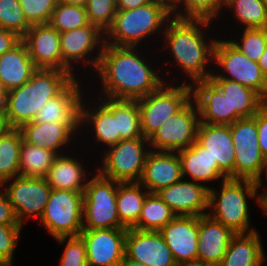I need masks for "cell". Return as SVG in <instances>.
<instances>
[{"label":"cell","instance_id":"cell-48","mask_svg":"<svg viewBox=\"0 0 267 266\" xmlns=\"http://www.w3.org/2000/svg\"><path fill=\"white\" fill-rule=\"evenodd\" d=\"M22 41L17 33L0 28V56L5 52L12 50Z\"/></svg>","mask_w":267,"mask_h":266},{"label":"cell","instance_id":"cell-21","mask_svg":"<svg viewBox=\"0 0 267 266\" xmlns=\"http://www.w3.org/2000/svg\"><path fill=\"white\" fill-rule=\"evenodd\" d=\"M191 86L192 98L198 107L200 122L231 125L242 118L237 112H230L227 97L210 80H199Z\"/></svg>","mask_w":267,"mask_h":266},{"label":"cell","instance_id":"cell-9","mask_svg":"<svg viewBox=\"0 0 267 266\" xmlns=\"http://www.w3.org/2000/svg\"><path fill=\"white\" fill-rule=\"evenodd\" d=\"M39 223L54 238L79 236L83 230V193L51 189Z\"/></svg>","mask_w":267,"mask_h":266},{"label":"cell","instance_id":"cell-26","mask_svg":"<svg viewBox=\"0 0 267 266\" xmlns=\"http://www.w3.org/2000/svg\"><path fill=\"white\" fill-rule=\"evenodd\" d=\"M182 165L183 178L190 177L192 181L206 183L223 180L229 177L219 168L218 162L197 141L188 148L177 151ZM187 175V176H186Z\"/></svg>","mask_w":267,"mask_h":266},{"label":"cell","instance_id":"cell-18","mask_svg":"<svg viewBox=\"0 0 267 266\" xmlns=\"http://www.w3.org/2000/svg\"><path fill=\"white\" fill-rule=\"evenodd\" d=\"M160 232L178 266L197 265L199 217L175 216Z\"/></svg>","mask_w":267,"mask_h":266},{"label":"cell","instance_id":"cell-5","mask_svg":"<svg viewBox=\"0 0 267 266\" xmlns=\"http://www.w3.org/2000/svg\"><path fill=\"white\" fill-rule=\"evenodd\" d=\"M171 17V10L158 1L132 10H117L112 26L105 33V44L136 47L145 37L163 29Z\"/></svg>","mask_w":267,"mask_h":266},{"label":"cell","instance_id":"cell-22","mask_svg":"<svg viewBox=\"0 0 267 266\" xmlns=\"http://www.w3.org/2000/svg\"><path fill=\"white\" fill-rule=\"evenodd\" d=\"M181 179L182 165L177 152L150 149L139 181L149 193H157Z\"/></svg>","mask_w":267,"mask_h":266},{"label":"cell","instance_id":"cell-40","mask_svg":"<svg viewBox=\"0 0 267 266\" xmlns=\"http://www.w3.org/2000/svg\"><path fill=\"white\" fill-rule=\"evenodd\" d=\"M240 42L230 40L243 55L258 62L267 45V28H244Z\"/></svg>","mask_w":267,"mask_h":266},{"label":"cell","instance_id":"cell-10","mask_svg":"<svg viewBox=\"0 0 267 266\" xmlns=\"http://www.w3.org/2000/svg\"><path fill=\"white\" fill-rule=\"evenodd\" d=\"M147 138L121 140L104 151L102 167L97 170L102 176L118 182H139L150 148Z\"/></svg>","mask_w":267,"mask_h":266},{"label":"cell","instance_id":"cell-52","mask_svg":"<svg viewBox=\"0 0 267 266\" xmlns=\"http://www.w3.org/2000/svg\"><path fill=\"white\" fill-rule=\"evenodd\" d=\"M259 207L267 215V192L259 193Z\"/></svg>","mask_w":267,"mask_h":266},{"label":"cell","instance_id":"cell-27","mask_svg":"<svg viewBox=\"0 0 267 266\" xmlns=\"http://www.w3.org/2000/svg\"><path fill=\"white\" fill-rule=\"evenodd\" d=\"M19 129L26 143L48 149L57 155L64 154L61 152L65 145H68V142L72 141V137L74 138L76 134L67 124L57 123H35L32 121Z\"/></svg>","mask_w":267,"mask_h":266},{"label":"cell","instance_id":"cell-8","mask_svg":"<svg viewBox=\"0 0 267 266\" xmlns=\"http://www.w3.org/2000/svg\"><path fill=\"white\" fill-rule=\"evenodd\" d=\"M230 127L235 147L234 179L256 181L260 189L266 159L259 147L256 114L238 119Z\"/></svg>","mask_w":267,"mask_h":266},{"label":"cell","instance_id":"cell-19","mask_svg":"<svg viewBox=\"0 0 267 266\" xmlns=\"http://www.w3.org/2000/svg\"><path fill=\"white\" fill-rule=\"evenodd\" d=\"M125 255L145 266H178L160 231L128 228Z\"/></svg>","mask_w":267,"mask_h":266},{"label":"cell","instance_id":"cell-1","mask_svg":"<svg viewBox=\"0 0 267 266\" xmlns=\"http://www.w3.org/2000/svg\"><path fill=\"white\" fill-rule=\"evenodd\" d=\"M131 46L105 44L95 72L100 75L101 95L117 100H138L165 82Z\"/></svg>","mask_w":267,"mask_h":266},{"label":"cell","instance_id":"cell-31","mask_svg":"<svg viewBox=\"0 0 267 266\" xmlns=\"http://www.w3.org/2000/svg\"><path fill=\"white\" fill-rule=\"evenodd\" d=\"M209 80L227 97L230 112H237L242 118L253 117L266 101L253 89L224 78Z\"/></svg>","mask_w":267,"mask_h":266},{"label":"cell","instance_id":"cell-39","mask_svg":"<svg viewBox=\"0 0 267 266\" xmlns=\"http://www.w3.org/2000/svg\"><path fill=\"white\" fill-rule=\"evenodd\" d=\"M49 24L59 33L89 25L86 8L59 1L54 8Z\"/></svg>","mask_w":267,"mask_h":266},{"label":"cell","instance_id":"cell-13","mask_svg":"<svg viewBox=\"0 0 267 266\" xmlns=\"http://www.w3.org/2000/svg\"><path fill=\"white\" fill-rule=\"evenodd\" d=\"M10 180L3 182L0 187L11 182L3 191L12 204L18 222L23 226L24 220L30 216L40 220L51 192L47 180L20 175Z\"/></svg>","mask_w":267,"mask_h":266},{"label":"cell","instance_id":"cell-58","mask_svg":"<svg viewBox=\"0 0 267 266\" xmlns=\"http://www.w3.org/2000/svg\"><path fill=\"white\" fill-rule=\"evenodd\" d=\"M263 3L265 5L266 11H267V0H263Z\"/></svg>","mask_w":267,"mask_h":266},{"label":"cell","instance_id":"cell-3","mask_svg":"<svg viewBox=\"0 0 267 266\" xmlns=\"http://www.w3.org/2000/svg\"><path fill=\"white\" fill-rule=\"evenodd\" d=\"M73 79L67 71L37 69L26 83L8 91L2 108L3 126L19 129L32 122L40 107L57 96Z\"/></svg>","mask_w":267,"mask_h":266},{"label":"cell","instance_id":"cell-29","mask_svg":"<svg viewBox=\"0 0 267 266\" xmlns=\"http://www.w3.org/2000/svg\"><path fill=\"white\" fill-rule=\"evenodd\" d=\"M258 231L235 234L218 266H262L266 260Z\"/></svg>","mask_w":267,"mask_h":266},{"label":"cell","instance_id":"cell-41","mask_svg":"<svg viewBox=\"0 0 267 266\" xmlns=\"http://www.w3.org/2000/svg\"><path fill=\"white\" fill-rule=\"evenodd\" d=\"M30 27L19 0H0V28L23 37Z\"/></svg>","mask_w":267,"mask_h":266},{"label":"cell","instance_id":"cell-2","mask_svg":"<svg viewBox=\"0 0 267 266\" xmlns=\"http://www.w3.org/2000/svg\"><path fill=\"white\" fill-rule=\"evenodd\" d=\"M210 20L173 17L163 29V38L177 67L182 68L190 84L199 80H209L214 70H207L210 60H214V46L217 39L207 41L204 29L210 26ZM207 26V27H206ZM203 31V32H202ZM205 37V38H204ZM213 39V40H212ZM207 42H206V41Z\"/></svg>","mask_w":267,"mask_h":266},{"label":"cell","instance_id":"cell-6","mask_svg":"<svg viewBox=\"0 0 267 266\" xmlns=\"http://www.w3.org/2000/svg\"><path fill=\"white\" fill-rule=\"evenodd\" d=\"M89 180L83 193V230L127 229L117 213L119 182L98 172Z\"/></svg>","mask_w":267,"mask_h":266},{"label":"cell","instance_id":"cell-57","mask_svg":"<svg viewBox=\"0 0 267 266\" xmlns=\"http://www.w3.org/2000/svg\"><path fill=\"white\" fill-rule=\"evenodd\" d=\"M263 172L266 173L265 175H266V177H267V159H266V163H265ZM265 192H267V188L265 189Z\"/></svg>","mask_w":267,"mask_h":266},{"label":"cell","instance_id":"cell-50","mask_svg":"<svg viewBox=\"0 0 267 266\" xmlns=\"http://www.w3.org/2000/svg\"><path fill=\"white\" fill-rule=\"evenodd\" d=\"M258 65L260 66L263 74L267 78V45H266V48H265L263 55L260 57V59L258 61Z\"/></svg>","mask_w":267,"mask_h":266},{"label":"cell","instance_id":"cell-16","mask_svg":"<svg viewBox=\"0 0 267 266\" xmlns=\"http://www.w3.org/2000/svg\"><path fill=\"white\" fill-rule=\"evenodd\" d=\"M127 229L82 230L88 266H118L125 256Z\"/></svg>","mask_w":267,"mask_h":266},{"label":"cell","instance_id":"cell-17","mask_svg":"<svg viewBox=\"0 0 267 266\" xmlns=\"http://www.w3.org/2000/svg\"><path fill=\"white\" fill-rule=\"evenodd\" d=\"M74 78L57 96L45 102L36 114L35 123L67 124L75 133L81 130L82 93Z\"/></svg>","mask_w":267,"mask_h":266},{"label":"cell","instance_id":"cell-49","mask_svg":"<svg viewBox=\"0 0 267 266\" xmlns=\"http://www.w3.org/2000/svg\"><path fill=\"white\" fill-rule=\"evenodd\" d=\"M152 1L153 0H116L117 10H132Z\"/></svg>","mask_w":267,"mask_h":266},{"label":"cell","instance_id":"cell-7","mask_svg":"<svg viewBox=\"0 0 267 266\" xmlns=\"http://www.w3.org/2000/svg\"><path fill=\"white\" fill-rule=\"evenodd\" d=\"M165 83L156 91L137 100L141 131L149 139L172 115L179 112L192 99V86L181 82L179 86Z\"/></svg>","mask_w":267,"mask_h":266},{"label":"cell","instance_id":"cell-44","mask_svg":"<svg viewBox=\"0 0 267 266\" xmlns=\"http://www.w3.org/2000/svg\"><path fill=\"white\" fill-rule=\"evenodd\" d=\"M58 243H66L59 266H88L86 246L80 236L58 237Z\"/></svg>","mask_w":267,"mask_h":266},{"label":"cell","instance_id":"cell-35","mask_svg":"<svg viewBox=\"0 0 267 266\" xmlns=\"http://www.w3.org/2000/svg\"><path fill=\"white\" fill-rule=\"evenodd\" d=\"M176 215L157 193H148L139 220L133 227L138 230L160 231Z\"/></svg>","mask_w":267,"mask_h":266},{"label":"cell","instance_id":"cell-12","mask_svg":"<svg viewBox=\"0 0 267 266\" xmlns=\"http://www.w3.org/2000/svg\"><path fill=\"white\" fill-rule=\"evenodd\" d=\"M200 123L199 110L191 99L179 112L169 117L148 139L156 151H179L196 142Z\"/></svg>","mask_w":267,"mask_h":266},{"label":"cell","instance_id":"cell-32","mask_svg":"<svg viewBox=\"0 0 267 266\" xmlns=\"http://www.w3.org/2000/svg\"><path fill=\"white\" fill-rule=\"evenodd\" d=\"M140 182H119L117 190V213L125 228H133L143 208L149 191ZM144 189V191H143Z\"/></svg>","mask_w":267,"mask_h":266},{"label":"cell","instance_id":"cell-54","mask_svg":"<svg viewBox=\"0 0 267 266\" xmlns=\"http://www.w3.org/2000/svg\"><path fill=\"white\" fill-rule=\"evenodd\" d=\"M63 3L86 7L88 0H60Z\"/></svg>","mask_w":267,"mask_h":266},{"label":"cell","instance_id":"cell-23","mask_svg":"<svg viewBox=\"0 0 267 266\" xmlns=\"http://www.w3.org/2000/svg\"><path fill=\"white\" fill-rule=\"evenodd\" d=\"M235 233L208 214L199 217L197 265L218 266Z\"/></svg>","mask_w":267,"mask_h":266},{"label":"cell","instance_id":"cell-56","mask_svg":"<svg viewBox=\"0 0 267 266\" xmlns=\"http://www.w3.org/2000/svg\"><path fill=\"white\" fill-rule=\"evenodd\" d=\"M3 121H2V109L0 108V130L3 128Z\"/></svg>","mask_w":267,"mask_h":266},{"label":"cell","instance_id":"cell-11","mask_svg":"<svg viewBox=\"0 0 267 266\" xmlns=\"http://www.w3.org/2000/svg\"><path fill=\"white\" fill-rule=\"evenodd\" d=\"M214 64L220 66L225 73L211 74L209 78H224L236 81L257 92L267 102V78L263 74L258 62L243 55L228 40L217 39L214 46Z\"/></svg>","mask_w":267,"mask_h":266},{"label":"cell","instance_id":"cell-45","mask_svg":"<svg viewBox=\"0 0 267 266\" xmlns=\"http://www.w3.org/2000/svg\"><path fill=\"white\" fill-rule=\"evenodd\" d=\"M23 226L0 225V266H12Z\"/></svg>","mask_w":267,"mask_h":266},{"label":"cell","instance_id":"cell-4","mask_svg":"<svg viewBox=\"0 0 267 266\" xmlns=\"http://www.w3.org/2000/svg\"><path fill=\"white\" fill-rule=\"evenodd\" d=\"M221 190L209 188L207 214L231 229L235 234L256 231L250 228L248 197L259 203L257 182L249 179L228 178L221 181Z\"/></svg>","mask_w":267,"mask_h":266},{"label":"cell","instance_id":"cell-43","mask_svg":"<svg viewBox=\"0 0 267 266\" xmlns=\"http://www.w3.org/2000/svg\"><path fill=\"white\" fill-rule=\"evenodd\" d=\"M60 0H19L27 22L32 25L48 24Z\"/></svg>","mask_w":267,"mask_h":266},{"label":"cell","instance_id":"cell-47","mask_svg":"<svg viewBox=\"0 0 267 266\" xmlns=\"http://www.w3.org/2000/svg\"><path fill=\"white\" fill-rule=\"evenodd\" d=\"M0 225L22 226L18 222L12 204L3 190L0 191Z\"/></svg>","mask_w":267,"mask_h":266},{"label":"cell","instance_id":"cell-34","mask_svg":"<svg viewBox=\"0 0 267 266\" xmlns=\"http://www.w3.org/2000/svg\"><path fill=\"white\" fill-rule=\"evenodd\" d=\"M57 156L53 151L30 145L23 140L20 151L19 175L46 178Z\"/></svg>","mask_w":267,"mask_h":266},{"label":"cell","instance_id":"cell-42","mask_svg":"<svg viewBox=\"0 0 267 266\" xmlns=\"http://www.w3.org/2000/svg\"><path fill=\"white\" fill-rule=\"evenodd\" d=\"M85 8L89 22L106 33L117 12L116 0H88Z\"/></svg>","mask_w":267,"mask_h":266},{"label":"cell","instance_id":"cell-51","mask_svg":"<svg viewBox=\"0 0 267 266\" xmlns=\"http://www.w3.org/2000/svg\"><path fill=\"white\" fill-rule=\"evenodd\" d=\"M118 266H145V265L142 264L141 262L132 260L131 258L125 255Z\"/></svg>","mask_w":267,"mask_h":266},{"label":"cell","instance_id":"cell-55","mask_svg":"<svg viewBox=\"0 0 267 266\" xmlns=\"http://www.w3.org/2000/svg\"><path fill=\"white\" fill-rule=\"evenodd\" d=\"M153 1L161 2L165 4L169 9H171L177 3V0H153Z\"/></svg>","mask_w":267,"mask_h":266},{"label":"cell","instance_id":"cell-30","mask_svg":"<svg viewBox=\"0 0 267 266\" xmlns=\"http://www.w3.org/2000/svg\"><path fill=\"white\" fill-rule=\"evenodd\" d=\"M67 154L58 155L50 167L46 180L51 189H63L84 193L88 181L84 164Z\"/></svg>","mask_w":267,"mask_h":266},{"label":"cell","instance_id":"cell-15","mask_svg":"<svg viewBox=\"0 0 267 266\" xmlns=\"http://www.w3.org/2000/svg\"><path fill=\"white\" fill-rule=\"evenodd\" d=\"M22 41L37 69L63 70L76 78L74 72L62 61L60 33L49 23L32 25Z\"/></svg>","mask_w":267,"mask_h":266},{"label":"cell","instance_id":"cell-36","mask_svg":"<svg viewBox=\"0 0 267 266\" xmlns=\"http://www.w3.org/2000/svg\"><path fill=\"white\" fill-rule=\"evenodd\" d=\"M224 6L234 10L233 16L244 28H267V11L263 0H224Z\"/></svg>","mask_w":267,"mask_h":266},{"label":"cell","instance_id":"cell-37","mask_svg":"<svg viewBox=\"0 0 267 266\" xmlns=\"http://www.w3.org/2000/svg\"><path fill=\"white\" fill-rule=\"evenodd\" d=\"M223 5L224 0H177V3L170 10L173 17L212 21L216 19L215 17H219ZM180 8H183V10Z\"/></svg>","mask_w":267,"mask_h":266},{"label":"cell","instance_id":"cell-38","mask_svg":"<svg viewBox=\"0 0 267 266\" xmlns=\"http://www.w3.org/2000/svg\"><path fill=\"white\" fill-rule=\"evenodd\" d=\"M117 133L123 140L143 137L137 100H117Z\"/></svg>","mask_w":267,"mask_h":266},{"label":"cell","instance_id":"cell-25","mask_svg":"<svg viewBox=\"0 0 267 266\" xmlns=\"http://www.w3.org/2000/svg\"><path fill=\"white\" fill-rule=\"evenodd\" d=\"M100 102L95 109L85 108L86 104L81 105V127L84 123L91 125L93 135L97 143H102L108 148L117 144L121 140L120 133H117V99L107 97L99 98Z\"/></svg>","mask_w":267,"mask_h":266},{"label":"cell","instance_id":"cell-24","mask_svg":"<svg viewBox=\"0 0 267 266\" xmlns=\"http://www.w3.org/2000/svg\"><path fill=\"white\" fill-rule=\"evenodd\" d=\"M196 141L218 162L219 168L234 179L235 147L230 125H212L200 122Z\"/></svg>","mask_w":267,"mask_h":266},{"label":"cell","instance_id":"cell-20","mask_svg":"<svg viewBox=\"0 0 267 266\" xmlns=\"http://www.w3.org/2000/svg\"><path fill=\"white\" fill-rule=\"evenodd\" d=\"M207 185L181 179L157 192L161 200L168 205L176 216L206 215L209 200Z\"/></svg>","mask_w":267,"mask_h":266},{"label":"cell","instance_id":"cell-33","mask_svg":"<svg viewBox=\"0 0 267 266\" xmlns=\"http://www.w3.org/2000/svg\"><path fill=\"white\" fill-rule=\"evenodd\" d=\"M22 141L20 129L3 127L0 130V185L19 175Z\"/></svg>","mask_w":267,"mask_h":266},{"label":"cell","instance_id":"cell-28","mask_svg":"<svg viewBox=\"0 0 267 266\" xmlns=\"http://www.w3.org/2000/svg\"><path fill=\"white\" fill-rule=\"evenodd\" d=\"M36 70L23 41L0 56V80L7 91L26 83Z\"/></svg>","mask_w":267,"mask_h":266},{"label":"cell","instance_id":"cell-14","mask_svg":"<svg viewBox=\"0 0 267 266\" xmlns=\"http://www.w3.org/2000/svg\"><path fill=\"white\" fill-rule=\"evenodd\" d=\"M105 33L96 25L89 24L73 30L60 33V49L62 61L71 69L74 63L80 61L86 65H92L97 69L101 53L105 45ZM100 46V47H99ZM98 54L95 57H88L94 50ZM91 58V59H90ZM73 62V65H72Z\"/></svg>","mask_w":267,"mask_h":266},{"label":"cell","instance_id":"cell-46","mask_svg":"<svg viewBox=\"0 0 267 266\" xmlns=\"http://www.w3.org/2000/svg\"><path fill=\"white\" fill-rule=\"evenodd\" d=\"M258 142L262 155L267 159V102L256 113Z\"/></svg>","mask_w":267,"mask_h":266},{"label":"cell","instance_id":"cell-53","mask_svg":"<svg viewBox=\"0 0 267 266\" xmlns=\"http://www.w3.org/2000/svg\"><path fill=\"white\" fill-rule=\"evenodd\" d=\"M8 91L4 87L2 81L0 80V108L2 109L6 103Z\"/></svg>","mask_w":267,"mask_h":266}]
</instances>
